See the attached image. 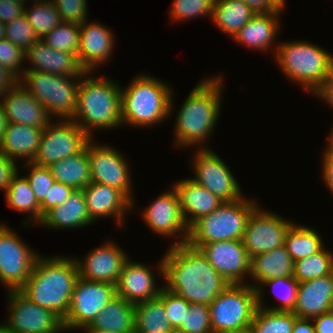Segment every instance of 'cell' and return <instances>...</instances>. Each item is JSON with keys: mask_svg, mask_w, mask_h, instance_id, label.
<instances>
[{"mask_svg": "<svg viewBox=\"0 0 333 333\" xmlns=\"http://www.w3.org/2000/svg\"><path fill=\"white\" fill-rule=\"evenodd\" d=\"M157 264L164 287L189 303L209 305L229 285L199 249L170 245Z\"/></svg>", "mask_w": 333, "mask_h": 333, "instance_id": "cell-1", "label": "cell"}, {"mask_svg": "<svg viewBox=\"0 0 333 333\" xmlns=\"http://www.w3.org/2000/svg\"><path fill=\"white\" fill-rule=\"evenodd\" d=\"M196 83L175 116L173 142L175 147L207 148L205 145L221 116L224 85L221 74Z\"/></svg>", "mask_w": 333, "mask_h": 333, "instance_id": "cell-2", "label": "cell"}, {"mask_svg": "<svg viewBox=\"0 0 333 333\" xmlns=\"http://www.w3.org/2000/svg\"><path fill=\"white\" fill-rule=\"evenodd\" d=\"M42 256L37 258L30 277L19 291L37 305L47 308L62 319L69 311L78 274L75 257Z\"/></svg>", "mask_w": 333, "mask_h": 333, "instance_id": "cell-3", "label": "cell"}, {"mask_svg": "<svg viewBox=\"0 0 333 333\" xmlns=\"http://www.w3.org/2000/svg\"><path fill=\"white\" fill-rule=\"evenodd\" d=\"M92 73L95 72H85L82 75L78 105L71 120L94 138L96 130L107 131L122 126V85L109 76H93Z\"/></svg>", "mask_w": 333, "mask_h": 333, "instance_id": "cell-4", "label": "cell"}, {"mask_svg": "<svg viewBox=\"0 0 333 333\" xmlns=\"http://www.w3.org/2000/svg\"><path fill=\"white\" fill-rule=\"evenodd\" d=\"M173 95V88L157 77L136 75L127 87H121L122 125L139 129L159 125L174 112Z\"/></svg>", "mask_w": 333, "mask_h": 333, "instance_id": "cell-5", "label": "cell"}, {"mask_svg": "<svg viewBox=\"0 0 333 333\" xmlns=\"http://www.w3.org/2000/svg\"><path fill=\"white\" fill-rule=\"evenodd\" d=\"M275 61L287 79L314 94L333 67V55L322 46L302 40L280 42Z\"/></svg>", "mask_w": 333, "mask_h": 333, "instance_id": "cell-6", "label": "cell"}, {"mask_svg": "<svg viewBox=\"0 0 333 333\" xmlns=\"http://www.w3.org/2000/svg\"><path fill=\"white\" fill-rule=\"evenodd\" d=\"M256 201L244 195L236 201L222 203L189 227L187 244L199 249L203 244L242 240L247 220L259 205Z\"/></svg>", "mask_w": 333, "mask_h": 333, "instance_id": "cell-7", "label": "cell"}, {"mask_svg": "<svg viewBox=\"0 0 333 333\" xmlns=\"http://www.w3.org/2000/svg\"><path fill=\"white\" fill-rule=\"evenodd\" d=\"M81 78L27 70L19 78V84L43 104L53 120L71 119L78 105Z\"/></svg>", "mask_w": 333, "mask_h": 333, "instance_id": "cell-8", "label": "cell"}, {"mask_svg": "<svg viewBox=\"0 0 333 333\" xmlns=\"http://www.w3.org/2000/svg\"><path fill=\"white\" fill-rule=\"evenodd\" d=\"M256 289L247 284H231L210 304L213 333L250 327L257 310Z\"/></svg>", "mask_w": 333, "mask_h": 333, "instance_id": "cell-9", "label": "cell"}, {"mask_svg": "<svg viewBox=\"0 0 333 333\" xmlns=\"http://www.w3.org/2000/svg\"><path fill=\"white\" fill-rule=\"evenodd\" d=\"M40 254L4 223H0V282L6 291L19 290Z\"/></svg>", "mask_w": 333, "mask_h": 333, "instance_id": "cell-10", "label": "cell"}, {"mask_svg": "<svg viewBox=\"0 0 333 333\" xmlns=\"http://www.w3.org/2000/svg\"><path fill=\"white\" fill-rule=\"evenodd\" d=\"M92 138L71 119L52 120L40 136L32 163L49 167L66 157L82 152Z\"/></svg>", "mask_w": 333, "mask_h": 333, "instance_id": "cell-11", "label": "cell"}, {"mask_svg": "<svg viewBox=\"0 0 333 333\" xmlns=\"http://www.w3.org/2000/svg\"><path fill=\"white\" fill-rule=\"evenodd\" d=\"M117 296L116 285L77 278L69 311L63 318L65 331L83 330ZM69 330V331H68Z\"/></svg>", "mask_w": 333, "mask_h": 333, "instance_id": "cell-12", "label": "cell"}, {"mask_svg": "<svg viewBox=\"0 0 333 333\" xmlns=\"http://www.w3.org/2000/svg\"><path fill=\"white\" fill-rule=\"evenodd\" d=\"M193 152L191 167L194 176L190 179L224 202L236 201L244 196L235 175L213 149L196 148Z\"/></svg>", "mask_w": 333, "mask_h": 333, "instance_id": "cell-13", "label": "cell"}, {"mask_svg": "<svg viewBox=\"0 0 333 333\" xmlns=\"http://www.w3.org/2000/svg\"><path fill=\"white\" fill-rule=\"evenodd\" d=\"M94 139L96 138H92L86 146L90 161L91 182L118 188L132 201V210H134L136 203L131 189L132 174L126 157L117 148L115 150L109 144H98Z\"/></svg>", "mask_w": 333, "mask_h": 333, "instance_id": "cell-14", "label": "cell"}, {"mask_svg": "<svg viewBox=\"0 0 333 333\" xmlns=\"http://www.w3.org/2000/svg\"><path fill=\"white\" fill-rule=\"evenodd\" d=\"M6 296L9 312L4 323L13 333L66 332L58 314L33 303L19 290L7 291Z\"/></svg>", "mask_w": 333, "mask_h": 333, "instance_id": "cell-15", "label": "cell"}, {"mask_svg": "<svg viewBox=\"0 0 333 333\" xmlns=\"http://www.w3.org/2000/svg\"><path fill=\"white\" fill-rule=\"evenodd\" d=\"M261 207L258 205L250 214L242 238L250 259L283 246L289 228L295 223Z\"/></svg>", "mask_w": 333, "mask_h": 333, "instance_id": "cell-16", "label": "cell"}, {"mask_svg": "<svg viewBox=\"0 0 333 333\" xmlns=\"http://www.w3.org/2000/svg\"><path fill=\"white\" fill-rule=\"evenodd\" d=\"M172 189L163 191L149 206L142 209V219L150 230L158 236L173 238L169 245L186 244L189 228L186 225L179 204L178 195ZM179 236V237H178ZM177 237V239H176Z\"/></svg>", "mask_w": 333, "mask_h": 333, "instance_id": "cell-17", "label": "cell"}, {"mask_svg": "<svg viewBox=\"0 0 333 333\" xmlns=\"http://www.w3.org/2000/svg\"><path fill=\"white\" fill-rule=\"evenodd\" d=\"M199 250L209 261L210 265L230 285L247 284L250 274V258L242 240L203 244Z\"/></svg>", "mask_w": 333, "mask_h": 333, "instance_id": "cell-18", "label": "cell"}, {"mask_svg": "<svg viewBox=\"0 0 333 333\" xmlns=\"http://www.w3.org/2000/svg\"><path fill=\"white\" fill-rule=\"evenodd\" d=\"M117 242L107 240L91 249L85 258L75 257L79 277L89 281L108 282L116 285L129 254Z\"/></svg>", "mask_w": 333, "mask_h": 333, "instance_id": "cell-19", "label": "cell"}, {"mask_svg": "<svg viewBox=\"0 0 333 333\" xmlns=\"http://www.w3.org/2000/svg\"><path fill=\"white\" fill-rule=\"evenodd\" d=\"M83 192L88 215L94 224L100 217H113L118 228L124 226L125 217L132 211V201L121 190L90 182Z\"/></svg>", "mask_w": 333, "mask_h": 333, "instance_id": "cell-20", "label": "cell"}, {"mask_svg": "<svg viewBox=\"0 0 333 333\" xmlns=\"http://www.w3.org/2000/svg\"><path fill=\"white\" fill-rule=\"evenodd\" d=\"M105 24L85 21L80 24L78 62L86 72H94L110 59L115 47V34Z\"/></svg>", "mask_w": 333, "mask_h": 333, "instance_id": "cell-21", "label": "cell"}, {"mask_svg": "<svg viewBox=\"0 0 333 333\" xmlns=\"http://www.w3.org/2000/svg\"><path fill=\"white\" fill-rule=\"evenodd\" d=\"M155 278L149 265L129 257L116 283V294L133 304L157 298L164 285L157 287Z\"/></svg>", "mask_w": 333, "mask_h": 333, "instance_id": "cell-22", "label": "cell"}, {"mask_svg": "<svg viewBox=\"0 0 333 333\" xmlns=\"http://www.w3.org/2000/svg\"><path fill=\"white\" fill-rule=\"evenodd\" d=\"M284 7H279L276 11L267 13H256L237 33L233 38L238 44L248 46L255 51L268 52L274 51L271 54L275 56L278 48V43L275 40L278 36V31L281 29V14ZM276 44V46H275ZM275 49H274V46ZM270 49V50H269Z\"/></svg>", "mask_w": 333, "mask_h": 333, "instance_id": "cell-23", "label": "cell"}, {"mask_svg": "<svg viewBox=\"0 0 333 333\" xmlns=\"http://www.w3.org/2000/svg\"><path fill=\"white\" fill-rule=\"evenodd\" d=\"M7 122L44 129L52 118L45 107L19 83L0 99Z\"/></svg>", "mask_w": 333, "mask_h": 333, "instance_id": "cell-24", "label": "cell"}, {"mask_svg": "<svg viewBox=\"0 0 333 333\" xmlns=\"http://www.w3.org/2000/svg\"><path fill=\"white\" fill-rule=\"evenodd\" d=\"M25 61L30 67H23L24 71L36 70L65 77H82L86 72L75 54L55 50L41 39L26 51Z\"/></svg>", "mask_w": 333, "mask_h": 333, "instance_id": "cell-25", "label": "cell"}, {"mask_svg": "<svg viewBox=\"0 0 333 333\" xmlns=\"http://www.w3.org/2000/svg\"><path fill=\"white\" fill-rule=\"evenodd\" d=\"M172 186L178 195L181 213L188 228L224 203L218 196L190 178L176 180Z\"/></svg>", "mask_w": 333, "mask_h": 333, "instance_id": "cell-26", "label": "cell"}, {"mask_svg": "<svg viewBox=\"0 0 333 333\" xmlns=\"http://www.w3.org/2000/svg\"><path fill=\"white\" fill-rule=\"evenodd\" d=\"M333 309V273L299 283L294 310L300 318H313Z\"/></svg>", "mask_w": 333, "mask_h": 333, "instance_id": "cell-27", "label": "cell"}, {"mask_svg": "<svg viewBox=\"0 0 333 333\" xmlns=\"http://www.w3.org/2000/svg\"><path fill=\"white\" fill-rule=\"evenodd\" d=\"M93 223L87 212L83 190L75 189L62 205L47 211L39 224L41 227L58 231L68 228L78 230Z\"/></svg>", "mask_w": 333, "mask_h": 333, "instance_id": "cell-28", "label": "cell"}, {"mask_svg": "<svg viewBox=\"0 0 333 333\" xmlns=\"http://www.w3.org/2000/svg\"><path fill=\"white\" fill-rule=\"evenodd\" d=\"M41 128L8 122L0 144V152L16 164L32 163L39 147Z\"/></svg>", "mask_w": 333, "mask_h": 333, "instance_id": "cell-29", "label": "cell"}, {"mask_svg": "<svg viewBox=\"0 0 333 333\" xmlns=\"http://www.w3.org/2000/svg\"><path fill=\"white\" fill-rule=\"evenodd\" d=\"M293 272L294 261L283 245L250 259L249 278L252 283L248 282V285L256 289L265 280L293 276Z\"/></svg>", "mask_w": 333, "mask_h": 333, "instance_id": "cell-30", "label": "cell"}, {"mask_svg": "<svg viewBox=\"0 0 333 333\" xmlns=\"http://www.w3.org/2000/svg\"><path fill=\"white\" fill-rule=\"evenodd\" d=\"M135 306L116 296L98 313L94 321L84 329L108 330L120 333H134Z\"/></svg>", "mask_w": 333, "mask_h": 333, "instance_id": "cell-31", "label": "cell"}, {"mask_svg": "<svg viewBox=\"0 0 333 333\" xmlns=\"http://www.w3.org/2000/svg\"><path fill=\"white\" fill-rule=\"evenodd\" d=\"M255 14L242 0H215L211 18L208 19L219 31L233 38Z\"/></svg>", "mask_w": 333, "mask_h": 333, "instance_id": "cell-32", "label": "cell"}, {"mask_svg": "<svg viewBox=\"0 0 333 333\" xmlns=\"http://www.w3.org/2000/svg\"><path fill=\"white\" fill-rule=\"evenodd\" d=\"M17 171L11 178L10 185L5 192L6 205L17 212L27 213L28 218L22 221L23 226L40 223V204L31 189L25 175L19 176Z\"/></svg>", "mask_w": 333, "mask_h": 333, "instance_id": "cell-33", "label": "cell"}, {"mask_svg": "<svg viewBox=\"0 0 333 333\" xmlns=\"http://www.w3.org/2000/svg\"><path fill=\"white\" fill-rule=\"evenodd\" d=\"M56 182L83 190L90 182V161L86 148L77 155L66 157L49 166Z\"/></svg>", "mask_w": 333, "mask_h": 333, "instance_id": "cell-34", "label": "cell"}, {"mask_svg": "<svg viewBox=\"0 0 333 333\" xmlns=\"http://www.w3.org/2000/svg\"><path fill=\"white\" fill-rule=\"evenodd\" d=\"M134 306V333H167L174 330L159 297L138 302Z\"/></svg>", "mask_w": 333, "mask_h": 333, "instance_id": "cell-35", "label": "cell"}, {"mask_svg": "<svg viewBox=\"0 0 333 333\" xmlns=\"http://www.w3.org/2000/svg\"><path fill=\"white\" fill-rule=\"evenodd\" d=\"M324 245L323 238L316 229L298 223L289 228L284 241L294 262L319 252Z\"/></svg>", "mask_w": 333, "mask_h": 333, "instance_id": "cell-36", "label": "cell"}, {"mask_svg": "<svg viewBox=\"0 0 333 333\" xmlns=\"http://www.w3.org/2000/svg\"><path fill=\"white\" fill-rule=\"evenodd\" d=\"M266 287H272V293L277 298L278 306L266 307L264 302V290ZM299 282L294 276L279 277L270 280L263 281L257 288V306L271 311H283L292 312L294 310L297 294H298ZM265 304V305H264Z\"/></svg>", "mask_w": 333, "mask_h": 333, "instance_id": "cell-37", "label": "cell"}, {"mask_svg": "<svg viewBox=\"0 0 333 333\" xmlns=\"http://www.w3.org/2000/svg\"><path fill=\"white\" fill-rule=\"evenodd\" d=\"M324 246L319 252L294 262V278L306 282L333 273V251Z\"/></svg>", "mask_w": 333, "mask_h": 333, "instance_id": "cell-38", "label": "cell"}, {"mask_svg": "<svg viewBox=\"0 0 333 333\" xmlns=\"http://www.w3.org/2000/svg\"><path fill=\"white\" fill-rule=\"evenodd\" d=\"M296 317L293 312L257 308L250 325L251 333H292Z\"/></svg>", "mask_w": 333, "mask_h": 333, "instance_id": "cell-39", "label": "cell"}, {"mask_svg": "<svg viewBox=\"0 0 333 333\" xmlns=\"http://www.w3.org/2000/svg\"><path fill=\"white\" fill-rule=\"evenodd\" d=\"M33 6H24V14L35 33L41 39L46 33L57 27L62 21L53 2H33Z\"/></svg>", "mask_w": 333, "mask_h": 333, "instance_id": "cell-40", "label": "cell"}, {"mask_svg": "<svg viewBox=\"0 0 333 333\" xmlns=\"http://www.w3.org/2000/svg\"><path fill=\"white\" fill-rule=\"evenodd\" d=\"M41 40L55 50L73 53L79 52L80 24L61 22L46 33Z\"/></svg>", "mask_w": 333, "mask_h": 333, "instance_id": "cell-41", "label": "cell"}, {"mask_svg": "<svg viewBox=\"0 0 333 333\" xmlns=\"http://www.w3.org/2000/svg\"><path fill=\"white\" fill-rule=\"evenodd\" d=\"M215 0H173L170 6V21H188L193 18L210 17Z\"/></svg>", "mask_w": 333, "mask_h": 333, "instance_id": "cell-42", "label": "cell"}, {"mask_svg": "<svg viewBox=\"0 0 333 333\" xmlns=\"http://www.w3.org/2000/svg\"><path fill=\"white\" fill-rule=\"evenodd\" d=\"M5 29V39L22 48L25 52L40 39L24 13L11 22L5 23Z\"/></svg>", "mask_w": 333, "mask_h": 333, "instance_id": "cell-43", "label": "cell"}, {"mask_svg": "<svg viewBox=\"0 0 333 333\" xmlns=\"http://www.w3.org/2000/svg\"><path fill=\"white\" fill-rule=\"evenodd\" d=\"M176 331L177 333H213L209 305L191 303L184 322Z\"/></svg>", "mask_w": 333, "mask_h": 333, "instance_id": "cell-44", "label": "cell"}, {"mask_svg": "<svg viewBox=\"0 0 333 333\" xmlns=\"http://www.w3.org/2000/svg\"><path fill=\"white\" fill-rule=\"evenodd\" d=\"M23 168V170L26 169L24 175L34 192L37 202L41 204L45 200L47 192L54 184L55 179L49 167L39 166L34 163H25Z\"/></svg>", "mask_w": 333, "mask_h": 333, "instance_id": "cell-45", "label": "cell"}, {"mask_svg": "<svg viewBox=\"0 0 333 333\" xmlns=\"http://www.w3.org/2000/svg\"><path fill=\"white\" fill-rule=\"evenodd\" d=\"M158 297L163 301L164 310L172 328L176 330L184 322V317L189 312L191 303L164 286Z\"/></svg>", "mask_w": 333, "mask_h": 333, "instance_id": "cell-46", "label": "cell"}, {"mask_svg": "<svg viewBox=\"0 0 333 333\" xmlns=\"http://www.w3.org/2000/svg\"><path fill=\"white\" fill-rule=\"evenodd\" d=\"M62 22L83 24L88 20L87 0H53Z\"/></svg>", "mask_w": 333, "mask_h": 333, "instance_id": "cell-47", "label": "cell"}, {"mask_svg": "<svg viewBox=\"0 0 333 333\" xmlns=\"http://www.w3.org/2000/svg\"><path fill=\"white\" fill-rule=\"evenodd\" d=\"M25 54L26 52L22 48L14 45L8 39L0 40V65L8 68L18 78H20L24 72V68L22 67L24 66L23 62L26 63V61H24Z\"/></svg>", "mask_w": 333, "mask_h": 333, "instance_id": "cell-48", "label": "cell"}, {"mask_svg": "<svg viewBox=\"0 0 333 333\" xmlns=\"http://www.w3.org/2000/svg\"><path fill=\"white\" fill-rule=\"evenodd\" d=\"M74 190L69 185L55 181L47 192L45 200L40 204V221L47 211L58 205H62Z\"/></svg>", "mask_w": 333, "mask_h": 333, "instance_id": "cell-49", "label": "cell"}, {"mask_svg": "<svg viewBox=\"0 0 333 333\" xmlns=\"http://www.w3.org/2000/svg\"><path fill=\"white\" fill-rule=\"evenodd\" d=\"M14 161L0 152V190L5 193L10 185L11 178L20 169Z\"/></svg>", "mask_w": 333, "mask_h": 333, "instance_id": "cell-50", "label": "cell"}, {"mask_svg": "<svg viewBox=\"0 0 333 333\" xmlns=\"http://www.w3.org/2000/svg\"><path fill=\"white\" fill-rule=\"evenodd\" d=\"M25 4L12 3L6 0H0V21L9 23L16 17L24 13Z\"/></svg>", "mask_w": 333, "mask_h": 333, "instance_id": "cell-51", "label": "cell"}, {"mask_svg": "<svg viewBox=\"0 0 333 333\" xmlns=\"http://www.w3.org/2000/svg\"><path fill=\"white\" fill-rule=\"evenodd\" d=\"M312 95L323 100L324 103H328L331 109L333 108V67L330 69L325 82Z\"/></svg>", "mask_w": 333, "mask_h": 333, "instance_id": "cell-52", "label": "cell"}, {"mask_svg": "<svg viewBox=\"0 0 333 333\" xmlns=\"http://www.w3.org/2000/svg\"><path fill=\"white\" fill-rule=\"evenodd\" d=\"M19 83V78L8 68L0 65V99Z\"/></svg>", "mask_w": 333, "mask_h": 333, "instance_id": "cell-53", "label": "cell"}, {"mask_svg": "<svg viewBox=\"0 0 333 333\" xmlns=\"http://www.w3.org/2000/svg\"><path fill=\"white\" fill-rule=\"evenodd\" d=\"M311 319L316 333H333V309Z\"/></svg>", "mask_w": 333, "mask_h": 333, "instance_id": "cell-54", "label": "cell"}, {"mask_svg": "<svg viewBox=\"0 0 333 333\" xmlns=\"http://www.w3.org/2000/svg\"><path fill=\"white\" fill-rule=\"evenodd\" d=\"M256 13L276 11L280 6L274 0H242Z\"/></svg>", "mask_w": 333, "mask_h": 333, "instance_id": "cell-55", "label": "cell"}, {"mask_svg": "<svg viewBox=\"0 0 333 333\" xmlns=\"http://www.w3.org/2000/svg\"><path fill=\"white\" fill-rule=\"evenodd\" d=\"M321 178L333 195V157H322Z\"/></svg>", "mask_w": 333, "mask_h": 333, "instance_id": "cell-56", "label": "cell"}, {"mask_svg": "<svg viewBox=\"0 0 333 333\" xmlns=\"http://www.w3.org/2000/svg\"><path fill=\"white\" fill-rule=\"evenodd\" d=\"M292 333H316L312 319L296 317Z\"/></svg>", "mask_w": 333, "mask_h": 333, "instance_id": "cell-57", "label": "cell"}, {"mask_svg": "<svg viewBox=\"0 0 333 333\" xmlns=\"http://www.w3.org/2000/svg\"><path fill=\"white\" fill-rule=\"evenodd\" d=\"M326 150L321 157H333V127L330 128Z\"/></svg>", "mask_w": 333, "mask_h": 333, "instance_id": "cell-58", "label": "cell"}, {"mask_svg": "<svg viewBox=\"0 0 333 333\" xmlns=\"http://www.w3.org/2000/svg\"><path fill=\"white\" fill-rule=\"evenodd\" d=\"M7 117L5 115L4 109L0 103V144L3 140L4 132L7 126Z\"/></svg>", "mask_w": 333, "mask_h": 333, "instance_id": "cell-59", "label": "cell"}, {"mask_svg": "<svg viewBox=\"0 0 333 333\" xmlns=\"http://www.w3.org/2000/svg\"><path fill=\"white\" fill-rule=\"evenodd\" d=\"M85 333H120V332H113L108 330H99V329H83Z\"/></svg>", "mask_w": 333, "mask_h": 333, "instance_id": "cell-60", "label": "cell"}, {"mask_svg": "<svg viewBox=\"0 0 333 333\" xmlns=\"http://www.w3.org/2000/svg\"><path fill=\"white\" fill-rule=\"evenodd\" d=\"M221 333H251V329L250 327H246L240 330H233V331H225V332H221Z\"/></svg>", "mask_w": 333, "mask_h": 333, "instance_id": "cell-61", "label": "cell"}, {"mask_svg": "<svg viewBox=\"0 0 333 333\" xmlns=\"http://www.w3.org/2000/svg\"><path fill=\"white\" fill-rule=\"evenodd\" d=\"M5 33H6L5 23H2L0 21V40L5 39Z\"/></svg>", "mask_w": 333, "mask_h": 333, "instance_id": "cell-62", "label": "cell"}, {"mask_svg": "<svg viewBox=\"0 0 333 333\" xmlns=\"http://www.w3.org/2000/svg\"><path fill=\"white\" fill-rule=\"evenodd\" d=\"M0 333H13L5 323L0 324Z\"/></svg>", "mask_w": 333, "mask_h": 333, "instance_id": "cell-63", "label": "cell"}, {"mask_svg": "<svg viewBox=\"0 0 333 333\" xmlns=\"http://www.w3.org/2000/svg\"><path fill=\"white\" fill-rule=\"evenodd\" d=\"M12 3H17V4H28L27 0H6Z\"/></svg>", "mask_w": 333, "mask_h": 333, "instance_id": "cell-64", "label": "cell"}, {"mask_svg": "<svg viewBox=\"0 0 333 333\" xmlns=\"http://www.w3.org/2000/svg\"><path fill=\"white\" fill-rule=\"evenodd\" d=\"M279 6H281V7H285L284 5H285V0H274Z\"/></svg>", "mask_w": 333, "mask_h": 333, "instance_id": "cell-65", "label": "cell"}, {"mask_svg": "<svg viewBox=\"0 0 333 333\" xmlns=\"http://www.w3.org/2000/svg\"><path fill=\"white\" fill-rule=\"evenodd\" d=\"M30 1H31V3L32 2H40V3L42 2L43 3V2H52L53 0H30ZM30 1L27 0V2H29V4H30Z\"/></svg>", "mask_w": 333, "mask_h": 333, "instance_id": "cell-66", "label": "cell"}, {"mask_svg": "<svg viewBox=\"0 0 333 333\" xmlns=\"http://www.w3.org/2000/svg\"><path fill=\"white\" fill-rule=\"evenodd\" d=\"M167 333H177V331H176V330H173V331H169V332H167Z\"/></svg>", "mask_w": 333, "mask_h": 333, "instance_id": "cell-67", "label": "cell"}]
</instances>
